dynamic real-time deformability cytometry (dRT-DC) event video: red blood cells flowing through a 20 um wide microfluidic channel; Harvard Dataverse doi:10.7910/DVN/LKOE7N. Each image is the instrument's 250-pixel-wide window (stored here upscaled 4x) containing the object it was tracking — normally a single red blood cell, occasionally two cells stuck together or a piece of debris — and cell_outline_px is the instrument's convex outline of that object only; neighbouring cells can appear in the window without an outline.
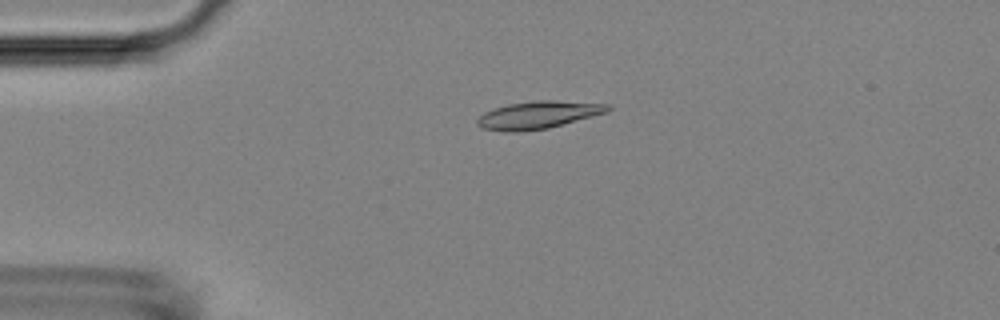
{"species": "Egyptian fruit bat (a non-hibernating species)", "species_latin": "Rousettus aegyptiacus", "temperature_condition": "room temperature", "stored_images_in_passage": 52, "camera_frame_rate_fps": 3000, "um_per_image_px": 0.085, "animal": {"sex": "female"}, "frame": {"image": 1, "passage_image": 12, "time_ms": 3.667, "image_size_px": [1000, 320], "cell_outline_px": [[612, 108], [608, 112], [548, 128], [520, 132], [504, 132], [480, 128], [476, 124], [476, 120], [484, 112], [492, 108], [508, 104], [536, 100], [556, 100], [612, 104]], "centroid_in_image_um": [45.73, 9.77], "position_along_channel_um": 39.3, "area_um2": 21.27}}
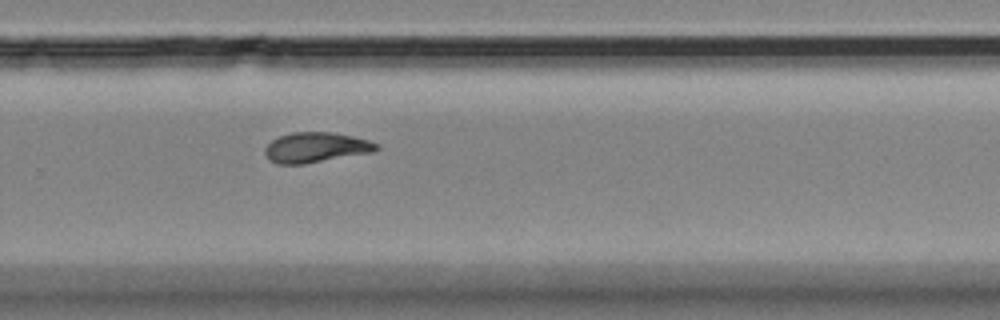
{"frame": {"image": 2, "passage_image": 35, "time_ms": 11.333, "image_size_px": [1000, 320], "cell_outline_px": [[380, 148], [372, 152], [304, 164], [276, 164], [268, 160], [264, 152], [264, 148], [272, 140], [280, 136], [292, 132], [332, 132], [352, 136], [368, 140], [380, 144]], "centroid_in_image_um": [26.83, 12.53], "position_along_channel_um": 303.0, "area_um2": 19.65}}
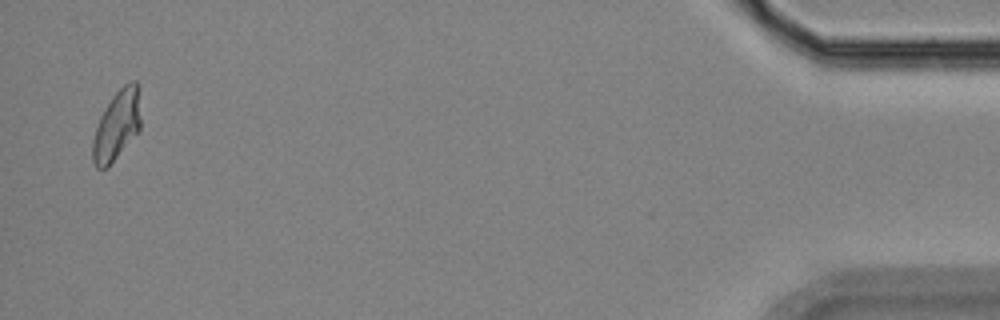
{"frame": {"image": 3, "passage_image": 51, "time_ms": 16.667, "image_size_px": [1000, 320], "cell_outline_px": [[140, 128], [108, 168], [96, 168], [92, 160], [92, 140], [100, 116], [112, 96], [124, 84], [132, 80], [136, 80], [140, 120]], "centroid_in_image_um": [9.89, 10.68], "position_along_channel_um": 425.3, "area_um2": 19.19}, "authors_computed_cell_mechanics": {"area_um2": 19.4497, "velocity_mm_per_s": 3.8222, "shape_relaxation_time_tau1_ms": null, "shape_relaxation_time_tau2_ms": 4.1331, "deformation_change_tau1": null, "deformation_change_tau2": 0.1014}}